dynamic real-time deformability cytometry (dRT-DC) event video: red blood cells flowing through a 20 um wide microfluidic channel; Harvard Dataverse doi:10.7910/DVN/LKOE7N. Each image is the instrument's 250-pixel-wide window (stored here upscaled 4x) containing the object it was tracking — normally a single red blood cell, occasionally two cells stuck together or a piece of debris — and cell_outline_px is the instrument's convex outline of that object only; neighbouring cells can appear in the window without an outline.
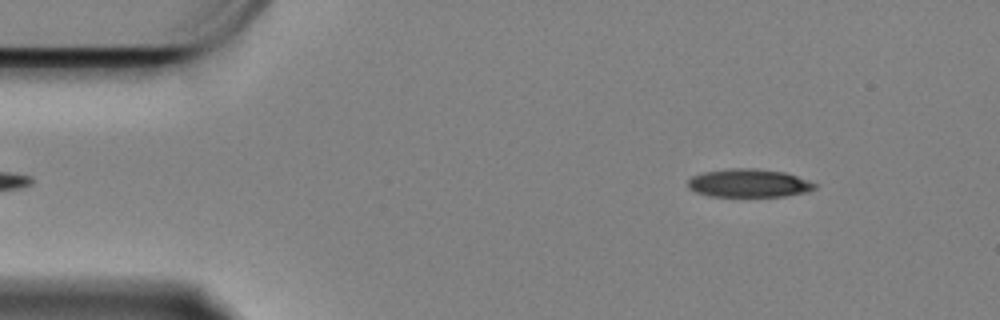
{"species": "Egyptian fruit bat (a non-hibernating species)", "species_latin": "Rousettus aegyptiacus", "temperature_condition": "cold", "stored_images_in_passage": 55, "camera_frame_rate_fps": 3000, "um_per_image_px": 0.085, "animal": {"sex": "female"}, "frame": {"image": 1, "passage_image": 3, "time_ms": 0.667, "image_size_px": [1000, 320], "cell_outline_px": [[816, 188], [808, 192], [784, 196], [708, 196], [696, 192], [688, 188], [688, 180], [692, 176], [704, 172], [728, 168], [752, 168], [784, 172], [796, 176], [816, 184]], "centroid_in_image_um": [63.62, 15.57], "position_along_channel_um": 21.4, "area_um2": 20.81}}
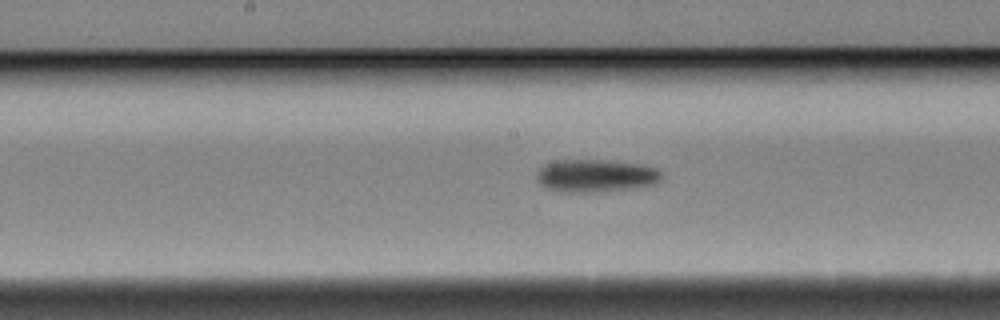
{"frame": {"image": 2, "passage_image": 25, "time_ms": 8.0, "image_size_px": [1000, 320], "cell_outline_px": [[664, 176], [660, 180], [652, 184], [636, 188], [596, 192], [556, 192], [540, 184], [536, 176], [536, 172], [544, 164], [556, 160], [604, 160], [644, 164], [660, 168]], "centroid_in_image_um": [50.67, 14.93], "position_along_channel_um": 197.5, "area_um2": 24.28}}
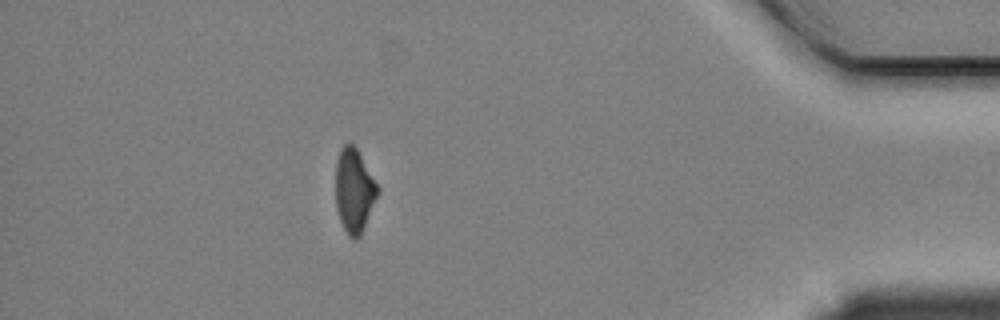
{"frame": {"image": 3, "passage_image": 48, "time_ms": 15.667, "image_size_px": [1000, 320], "cell_outline_px": [[380, 192], [360, 236], [356, 240], [352, 240], [348, 236], [340, 220], [336, 208], [336, 160], [340, 148], [348, 140], [356, 148], [380, 188]], "centroid_in_image_um": [30.1, 16.2], "position_along_channel_um": 405.1, "area_um2": 20.75}, "authors_computed_cell_mechanics": {"area_um2": 22.1374, "velocity_mm_per_s": 3.3503, "shape_relaxation_time_tau1_ms": 5.4699, "shape_relaxation_time_tau2_ms": null, "deformation_change_tau1": 0.1344, "deformation_change_tau2": null}}